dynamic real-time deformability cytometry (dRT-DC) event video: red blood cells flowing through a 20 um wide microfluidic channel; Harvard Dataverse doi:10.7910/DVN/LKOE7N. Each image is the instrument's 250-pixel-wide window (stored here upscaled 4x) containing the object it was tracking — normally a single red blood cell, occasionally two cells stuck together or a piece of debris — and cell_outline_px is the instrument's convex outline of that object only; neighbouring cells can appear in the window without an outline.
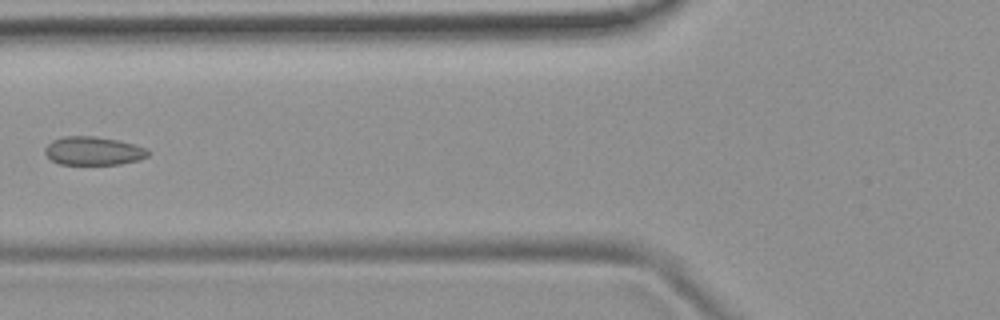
{"species": "common noctule bat (a hibernating species)", "species_latin": "Nyctalus noctula", "temperature_condition": "room temperature", "stored_images_in_passage": 6, "camera_frame_rate_fps": 3000, "um_per_image_px": 0.085, "animal": {"sex": "female", "body_mass_g": 19.9}, "frame": {"image": 1, "passage_image": 5, "time_ms": 6.333, "image_size_px": [1000, 320], "cell_outline_px": [[152, 152], [148, 156], [140, 160], [120, 164], [60, 164], [52, 160], [44, 152], [44, 148], [52, 140], [64, 136], [96, 136], [120, 140], [136, 144], [148, 148]], "centroid_in_image_um": [8.0, 12.81], "position_along_channel_um": 117.8, "area_um2": 17.4}}
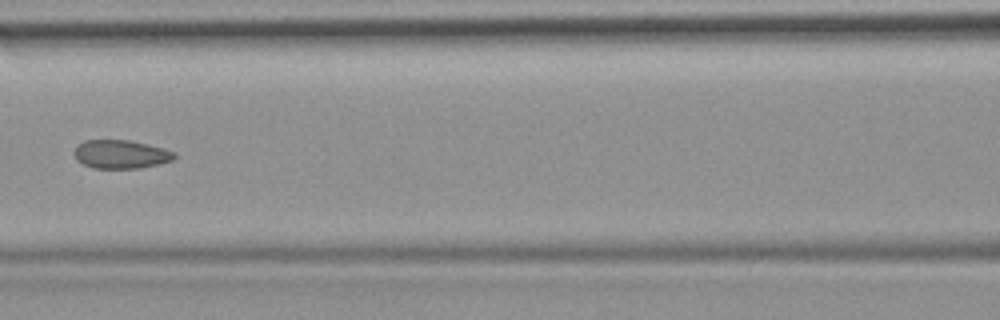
{"frame": {"image": 2, "passage_image": 6, "time_ms": 7.333, "image_size_px": [1000, 320], "cell_outline_px": [[176, 156], [172, 160], [140, 168], [92, 168], [76, 160], [72, 152], [76, 144], [84, 140], [128, 140], [148, 144], [164, 148], [176, 152]], "centroid_in_image_um": [10.22, 13.1], "position_along_channel_um": 156.4, "area_um2": 16.82}}